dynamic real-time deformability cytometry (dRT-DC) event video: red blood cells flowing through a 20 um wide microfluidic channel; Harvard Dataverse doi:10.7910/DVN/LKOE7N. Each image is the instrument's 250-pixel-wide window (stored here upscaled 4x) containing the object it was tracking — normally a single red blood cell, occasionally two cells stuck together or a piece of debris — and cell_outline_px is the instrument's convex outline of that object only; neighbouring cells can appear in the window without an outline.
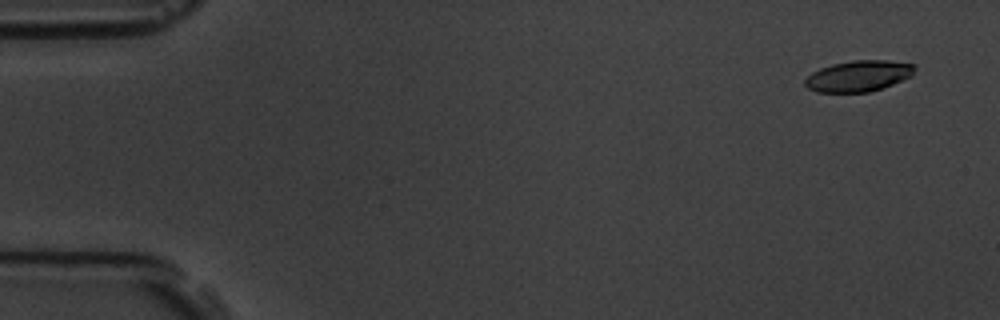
{"species": "common noctule bat (a hibernating species)", "species_latin": "Nyctalus noctula", "temperature_condition": "room temperature", "stored_images_in_passage": 7, "camera_frame_rate_fps": 3000, "um_per_image_px": 0.085, "animal": {"sex": "male", "body_mass_g": 19.5, "forearm_length_mm": 54.6}, "frame": {"image": 1, "passage_image": 2, "time_ms": 1.0, "image_size_px": [1000, 320], "cell_outline_px": [[916, 68], [912, 76], [872, 92], [816, 92], [808, 88], [804, 84], [804, 80], [812, 72], [820, 68], [832, 64], [852, 60], [888, 60], [916, 64]], "centroid_in_image_um": [72.99, 6.45], "position_along_channel_um": 12.0, "area_um2": 20.0}}
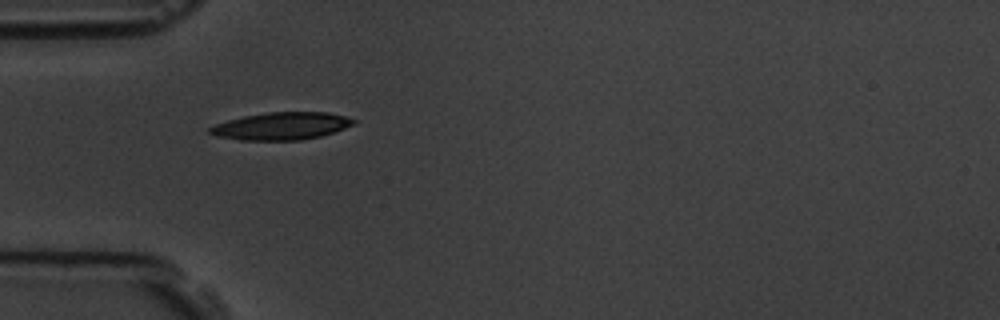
{"frame": {"image": 2, "passage_image": 6, "time_ms": 5.667, "image_size_px": [1000, 320], "cell_outline_px": [[356, 124], [320, 136], [300, 140], [240, 140], [216, 136], [208, 132], [208, 128], [216, 124], [228, 120], [244, 116], [268, 112], [328, 112], [344, 116], [356, 120]], "centroid_in_image_um": [23.91, 10.71], "position_along_channel_um": 61.1, "area_um2": 22.89}}
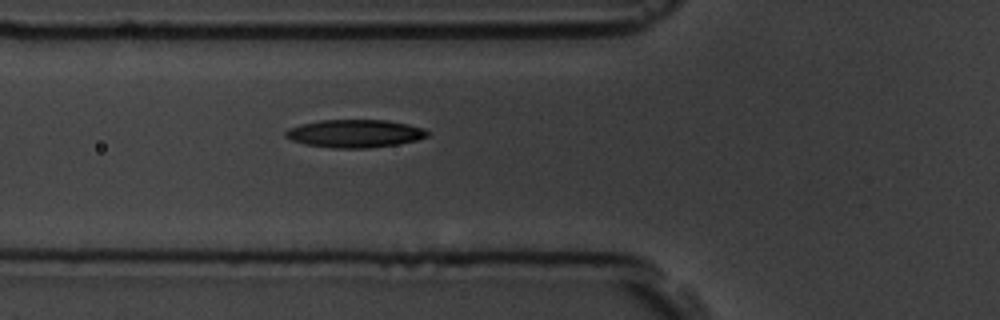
{"frame": {"image": 3, "passage_image": 7, "time_ms": 6.667, "image_size_px": [1000, 320], "cell_outline_px": [[428, 136], [416, 140], [396, 144], [368, 148], [332, 148], [304, 144], [292, 140], [284, 136], [284, 132], [288, 128], [300, 124], [320, 120], [388, 120], [408, 124], [424, 128], [428, 132]], "centroid_in_image_um": [30.13, 11.34], "position_along_channel_um": 95.7, "area_um2": 23.12}}